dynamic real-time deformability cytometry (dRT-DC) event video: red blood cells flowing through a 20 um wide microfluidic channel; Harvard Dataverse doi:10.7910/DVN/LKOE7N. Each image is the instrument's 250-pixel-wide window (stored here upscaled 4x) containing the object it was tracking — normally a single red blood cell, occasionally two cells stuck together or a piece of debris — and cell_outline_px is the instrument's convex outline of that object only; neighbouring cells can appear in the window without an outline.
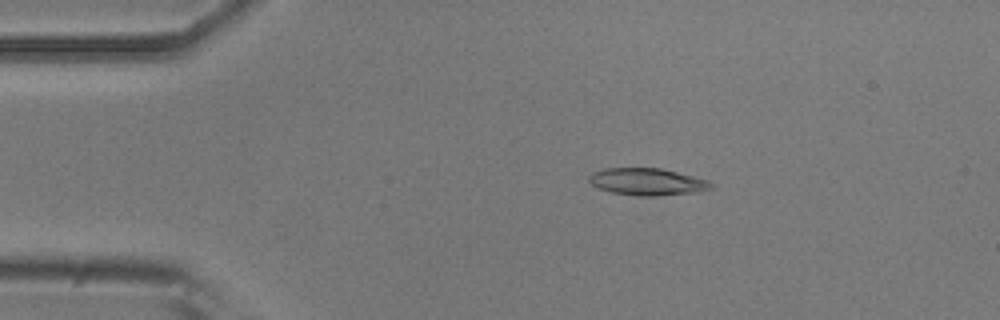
{"species": "common noctule bat (a hibernating species)", "species_latin": "Nyctalus noctula", "temperature_condition": "room temperature", "stored_images_in_passage": 53, "camera_frame_rate_fps": 3000, "um_per_image_px": 0.085, "animal": {"sex": "male", "body_mass_g": 20.5, "forearm_length_mm": 52.5}, "frame": {"image": 1, "passage_image": 10, "time_ms": 3.0, "image_size_px": [1000, 320], "cell_outline_px": [[716, 188], [696, 192], [656, 196], [636, 196], [612, 192], [600, 188], [592, 184], [588, 180], [588, 176], [592, 172], [604, 168], [660, 168], [708, 180], [716, 184]], "centroid_in_image_um": [55.05, 15.45], "position_along_channel_um": 29.9, "area_um2": 19.36}}
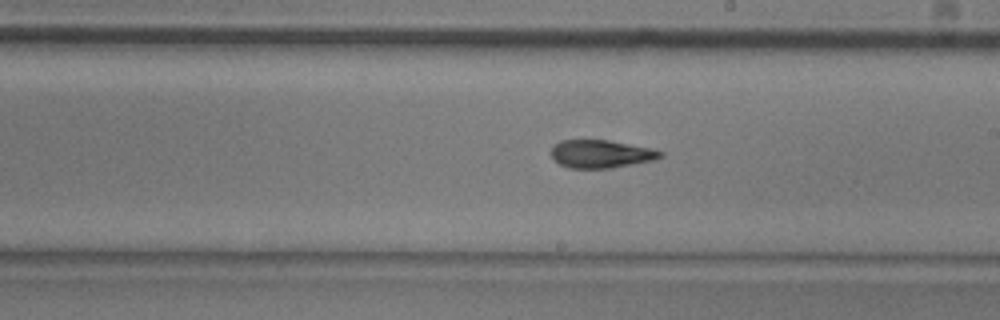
{"frame": {"image": 2, "passage_image": 30, "time_ms": 9.667, "image_size_px": [1000, 320], "cell_outline_px": [[664, 156], [652, 160], [612, 168], [568, 168], [560, 164], [552, 156], [552, 144], [560, 140], [608, 140], [648, 148], [664, 152]], "centroid_in_image_um": [51.05, 13.08], "position_along_channel_um": 237.9, "area_um2": 17.63}}
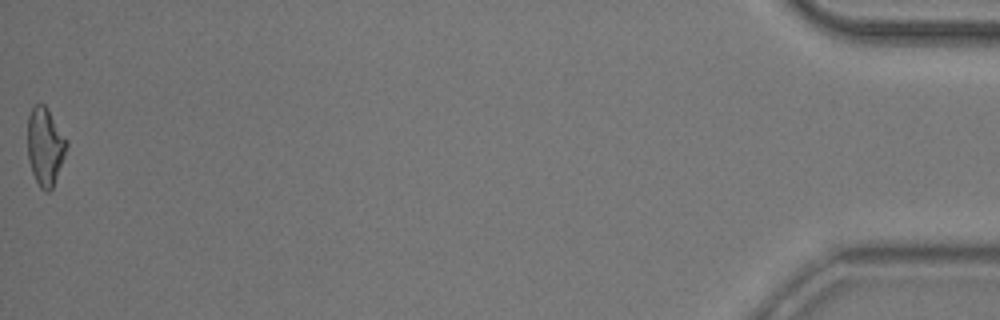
{"frame": {"image": 3, "passage_image": 53, "time_ms": 17.333, "image_size_px": [1000, 320], "cell_outline_px": [[68, 144], [64, 156], [52, 188], [48, 192], [44, 192], [40, 188], [32, 172], [28, 160], [28, 116], [32, 108], [36, 104], [44, 104], [48, 108], [68, 140]], "centroid_in_image_um": [3.84, 12.43], "position_along_channel_um": 431.4, "area_um2": 17.69}, "authors_computed_cell_mechanics": {"area_um2": 18.496, "velocity_mm_per_s": 3.8287, "shape_relaxation_time_tau1_ms": 10.1415, "shape_relaxation_time_tau2_ms": 2.6092, "deformation_change_tau1": 0.2594, "deformation_change_tau2": 0.1115}}